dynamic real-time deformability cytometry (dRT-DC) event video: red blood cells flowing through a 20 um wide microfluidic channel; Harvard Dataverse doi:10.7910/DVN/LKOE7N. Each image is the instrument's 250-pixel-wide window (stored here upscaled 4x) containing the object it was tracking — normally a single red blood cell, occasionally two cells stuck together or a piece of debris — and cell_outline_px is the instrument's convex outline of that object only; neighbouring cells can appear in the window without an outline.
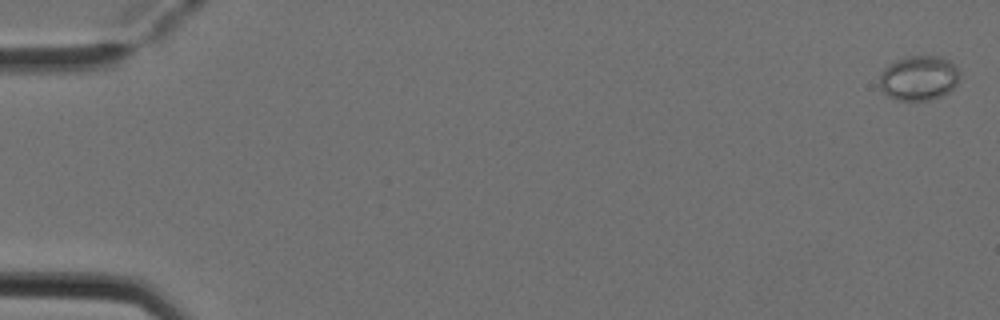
{"species": "Egyptian fruit bat (a non-hibernating species)", "species_latin": "Rousettus aegyptiacus", "temperature_condition": "cold", "stored_images_in_passage": 4, "camera_frame_rate_fps": 3000, "um_per_image_px": 0.085, "animal": {"sex": "female"}, "frame": {"image": 1, "passage_image": 1, "time_ms": 0.0, "image_size_px": [1000, 320], "cell_outline_px": [[960, 72], [956, 84], [948, 92], [940, 96], [928, 100], [896, 100], [888, 96], [880, 88], [880, 72], [888, 64], [896, 60], [908, 56], [940, 56], [948, 60]], "centroid_in_image_um": [78.07, 6.63], "position_along_channel_um": 6.9, "area_um2": 20.81}}